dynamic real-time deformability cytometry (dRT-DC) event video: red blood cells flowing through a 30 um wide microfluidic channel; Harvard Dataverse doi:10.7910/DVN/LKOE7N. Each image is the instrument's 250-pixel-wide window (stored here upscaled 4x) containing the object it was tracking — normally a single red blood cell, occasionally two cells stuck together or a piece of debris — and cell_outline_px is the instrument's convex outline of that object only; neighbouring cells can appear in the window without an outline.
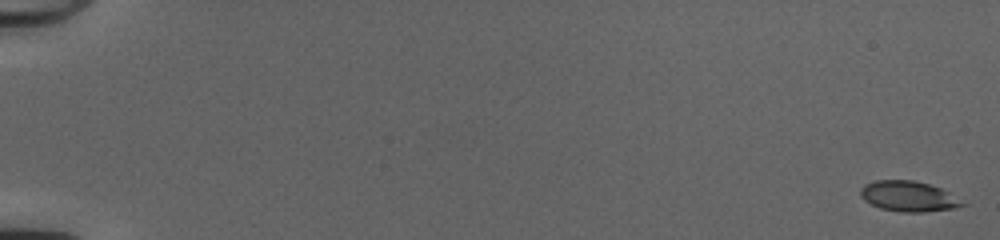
{"species": "common noctule bat (a hibernating species)", "species_latin": "Nyctalus noctula", "temperature_condition": "cold", "stored_images_in_passage": 53, "camera_frame_rate_fps": 3000, "um_per_image_px": 0.085, "animal": {"sex": "female", "body_mass_g": 20.0, "forearm_length_mm": 54.0}, "frame": {"image": 1, "passage_image": 1, "time_ms": 0.0, "image_size_px": [1000, 240], "cell_outline_px": [[968, 204], [956, 208], [924, 212], [900, 212], [880, 208], [864, 200], [860, 196], [860, 188], [864, 184], [876, 180], [912, 180], [928, 184], [940, 188], [948, 192]], "centroid_in_image_um": [77.21, 16.69], "position_along_channel_um": 7.8, "area_um2": 18.09}}
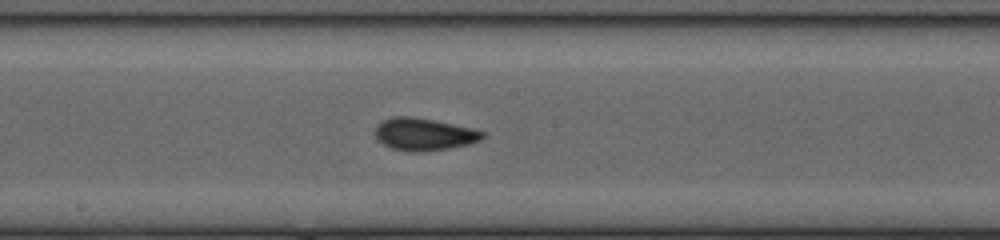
{"frame": {"image": 2, "passage_image": 31, "time_ms": 10.0, "image_size_px": [1000, 240], "cell_outline_px": [[484, 136], [480, 140], [468, 144], [448, 148], [420, 152], [412, 152], [392, 148], [376, 140], [376, 124], [392, 116], [412, 116], [472, 128], [484, 132]], "centroid_in_image_um": [36.0, 11.41], "position_along_channel_um": 212.2, "area_um2": 20.06}}
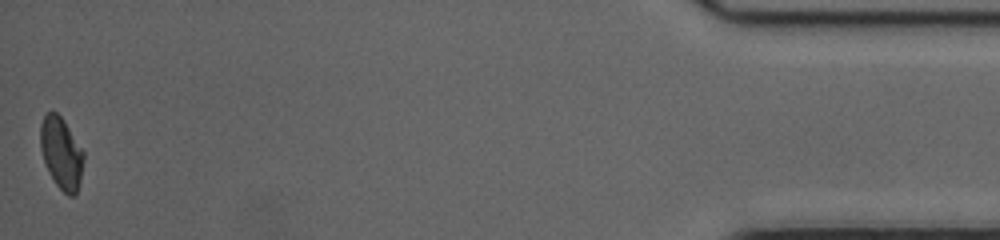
{"frame": {"image": 3, "passage_image": 53, "time_ms": 17.333, "image_size_px": [1000, 240], "cell_outline_px": [[84, 160], [80, 180], [76, 192], [72, 196], [68, 196], [56, 184], [44, 160], [40, 148], [40, 124], [44, 116], [48, 112], [56, 112], [64, 120], [84, 152]], "centroid_in_image_um": [5.21, 12.99], "position_along_channel_um": 430.0, "area_um2": 17.8}, "authors_computed_cell_mechanics": {"area_um2": 19.0162, "velocity_mm_per_s": 4.0603, "shape_relaxation_time_tau1_ms": 4.1009, "shape_relaxation_time_tau2_ms": 1.0223, "deformation_change_tau1": 0.1298, "deformation_change_tau2": 0.044}}